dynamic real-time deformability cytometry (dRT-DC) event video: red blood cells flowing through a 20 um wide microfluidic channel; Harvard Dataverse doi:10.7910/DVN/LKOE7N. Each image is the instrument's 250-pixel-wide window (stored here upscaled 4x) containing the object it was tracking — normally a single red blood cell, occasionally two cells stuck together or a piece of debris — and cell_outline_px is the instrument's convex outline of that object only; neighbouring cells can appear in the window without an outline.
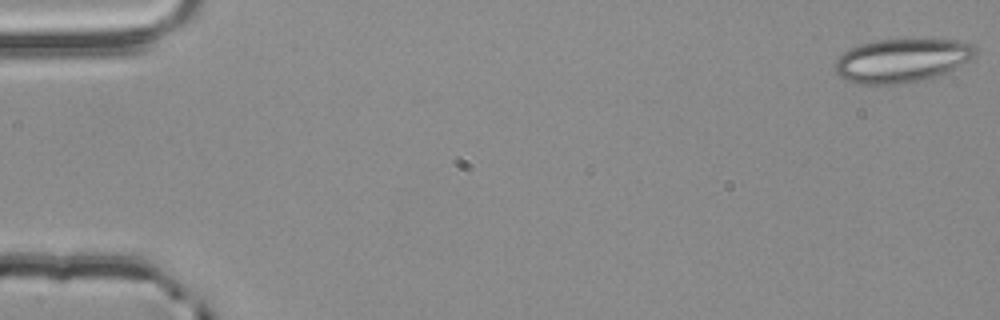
{"species": "common noctule bat (a hibernating species)", "species_latin": "Nyctalus noctula", "temperature_condition": "room temperature", "stored_images_in_passage": 4, "camera_frame_rate_fps": 3000, "um_per_image_px": 0.085, "animal": {"sex": "male", "body_mass_g": 20.4}, "frame": {"image": 1, "passage_image": 1, "time_ms": 0.0, "image_size_px": [1000, 320], "cell_outline_px": [[976, 56], [944, 72], [932, 76], [916, 80], [896, 84], [856, 84], [844, 80], [836, 72], [836, 56], [860, 44], [876, 40], [956, 40], [972, 44], [976, 48]], "centroid_in_image_um": [76.59, 5.13], "position_along_channel_um": 8.4, "area_um2": 35.03}}
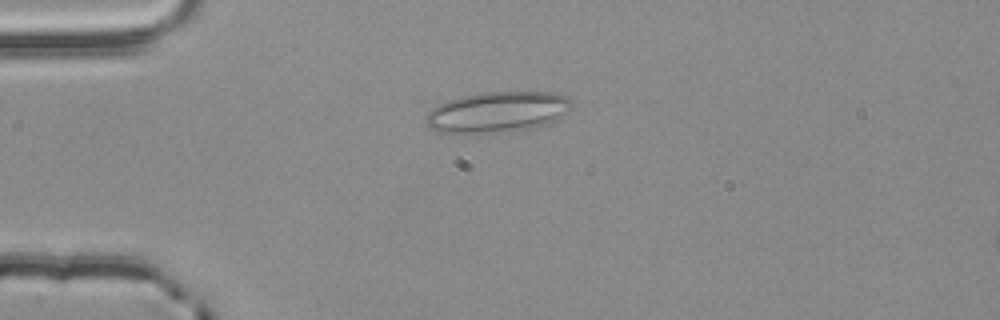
{"frame": {"image": 2, "passage_image": 3, "time_ms": 0.667, "image_size_px": [1000, 320], "cell_outline_px": [[572, 108], [568, 112], [556, 120], [548, 124], [524, 128], [488, 132], [436, 132], [428, 128], [424, 124], [424, 116], [432, 108], [448, 100], [460, 96], [480, 92], [548, 92], [568, 96], [572, 100]], "centroid_in_image_um": [42.26, 9.5], "position_along_channel_um": 42.7, "area_um2": 34.51}}